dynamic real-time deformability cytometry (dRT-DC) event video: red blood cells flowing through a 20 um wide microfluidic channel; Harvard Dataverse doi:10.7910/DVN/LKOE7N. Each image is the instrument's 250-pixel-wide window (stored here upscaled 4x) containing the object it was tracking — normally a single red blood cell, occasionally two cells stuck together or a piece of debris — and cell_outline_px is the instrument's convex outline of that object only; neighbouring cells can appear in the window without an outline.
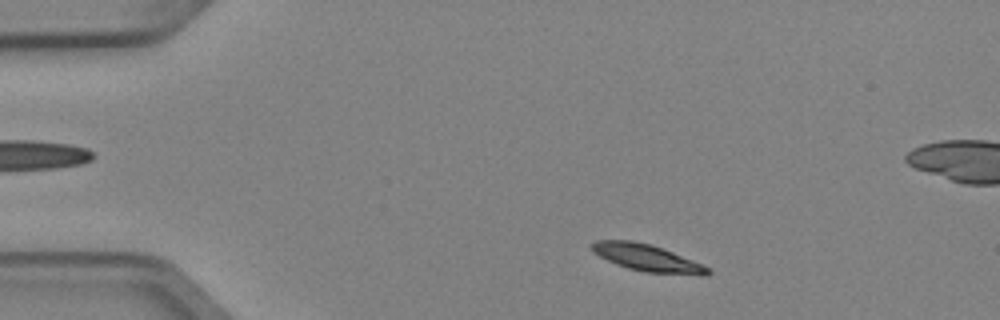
{"species": "Egyptian fruit bat (a non-hibernating species)", "species_latin": "Rousettus aegyptiacus", "temperature_condition": "cold", "stored_images_in_passage": 3, "segment_of_instrument_passage": [1, 2], "camera_frame_rate_fps": 3000, "um_per_image_px": 0.085, "animal": {"sex": "female"}, "frame": {"image": 1, "passage_image": 1, "time_ms": 0.0, "image_size_px": [1000, 320], "cell_outline_px": [[712, 272], [708, 276], [700, 276], [644, 272], [628, 268], [616, 264], [592, 252], [588, 244], [596, 240], [632, 240], [652, 244], [712, 268]], "centroid_in_image_um": [55.03, 21.93], "position_along_channel_um": 30.0, "area_um2": 18.55}}